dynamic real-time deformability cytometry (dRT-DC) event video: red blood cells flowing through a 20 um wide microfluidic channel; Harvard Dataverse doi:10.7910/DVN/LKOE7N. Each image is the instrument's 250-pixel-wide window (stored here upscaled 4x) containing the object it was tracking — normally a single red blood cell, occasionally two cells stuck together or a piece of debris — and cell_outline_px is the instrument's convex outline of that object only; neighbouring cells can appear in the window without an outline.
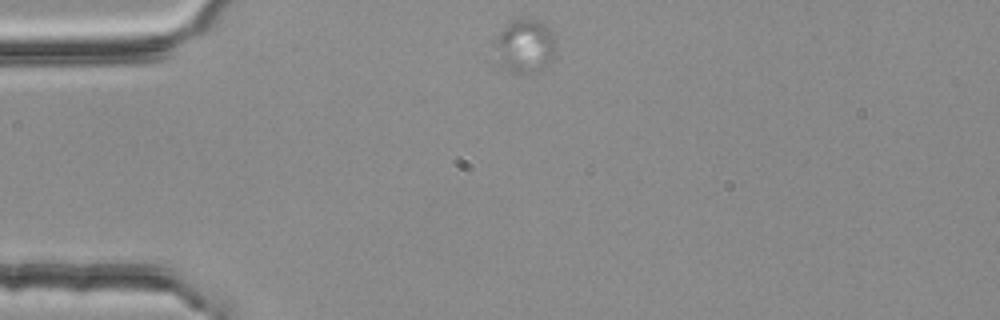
{"species": "common noctule bat (a hibernating species)", "species_latin": "Nyctalus noctula", "temperature_condition": "room temperature", "stored_images_in_passage": 2, "camera_frame_rate_fps": 3000, "um_per_image_px": 0.085, "animal": {"sex": "female", "body_mass_g": 25.1}, "frame": {"image": 1, "passage_image": 1, "time_ms": 0.0, "image_size_px": [1000, 320], "cell_outline_px": [[556, 36], [552, 56], [540, 68], [528, 72], [508, 72], [496, 68], [496, 40], [500, 32], [508, 24], [516, 20], [540, 20], [548, 24], [552, 28]], "centroid_in_image_um": [44.59, 3.91], "position_along_channel_um": 40.4, "area_um2": 18.9}}
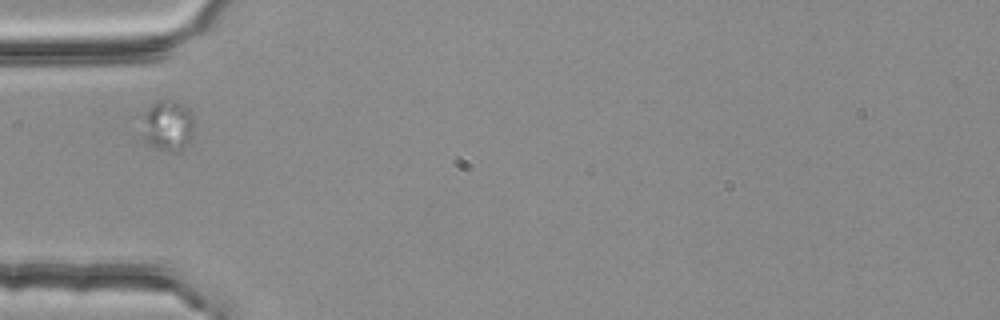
{"frame": {"image": 2, "passage_image": 2, "time_ms": 0.333, "image_size_px": [1000, 320], "cell_outline_px": [[196, 124], [192, 136], [188, 144], [172, 152], [156, 148], [148, 144], [140, 136], [144, 112], [156, 100], [180, 100], [192, 112], [196, 120]], "centroid_in_image_um": [14.28, 10.64], "position_along_channel_um": 70.7, "area_um2": 16.13}}